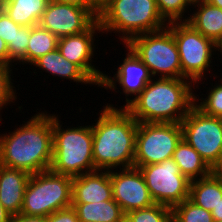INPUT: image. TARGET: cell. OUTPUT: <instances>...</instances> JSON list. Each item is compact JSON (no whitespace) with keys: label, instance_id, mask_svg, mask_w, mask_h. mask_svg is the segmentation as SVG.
I'll return each mask as SVG.
<instances>
[{"label":"cell","instance_id":"1","mask_svg":"<svg viewBox=\"0 0 222 222\" xmlns=\"http://www.w3.org/2000/svg\"><path fill=\"white\" fill-rule=\"evenodd\" d=\"M90 125L96 170L110 171L134 166L138 122L125 107L118 109L113 104H107L99 112L95 125Z\"/></svg>","mask_w":222,"mask_h":222},{"label":"cell","instance_id":"2","mask_svg":"<svg viewBox=\"0 0 222 222\" xmlns=\"http://www.w3.org/2000/svg\"><path fill=\"white\" fill-rule=\"evenodd\" d=\"M45 112H37L13 132L0 134L1 165L30 174L50 169L53 157L52 114Z\"/></svg>","mask_w":222,"mask_h":222},{"label":"cell","instance_id":"3","mask_svg":"<svg viewBox=\"0 0 222 222\" xmlns=\"http://www.w3.org/2000/svg\"><path fill=\"white\" fill-rule=\"evenodd\" d=\"M193 90L188 79L152 78L125 108L137 122L181 123L194 106Z\"/></svg>","mask_w":222,"mask_h":222},{"label":"cell","instance_id":"4","mask_svg":"<svg viewBox=\"0 0 222 222\" xmlns=\"http://www.w3.org/2000/svg\"><path fill=\"white\" fill-rule=\"evenodd\" d=\"M102 33H118L123 45L132 37L167 27L156 0H103L98 15ZM122 35V36H121Z\"/></svg>","mask_w":222,"mask_h":222},{"label":"cell","instance_id":"5","mask_svg":"<svg viewBox=\"0 0 222 222\" xmlns=\"http://www.w3.org/2000/svg\"><path fill=\"white\" fill-rule=\"evenodd\" d=\"M58 115H52L53 157L50 169L77 177L96 171L93 162L92 126L62 128Z\"/></svg>","mask_w":222,"mask_h":222},{"label":"cell","instance_id":"6","mask_svg":"<svg viewBox=\"0 0 222 222\" xmlns=\"http://www.w3.org/2000/svg\"><path fill=\"white\" fill-rule=\"evenodd\" d=\"M72 180L51 169L31 174L25 192L21 214L47 217L72 206Z\"/></svg>","mask_w":222,"mask_h":222},{"label":"cell","instance_id":"7","mask_svg":"<svg viewBox=\"0 0 222 222\" xmlns=\"http://www.w3.org/2000/svg\"><path fill=\"white\" fill-rule=\"evenodd\" d=\"M125 45L148 67L152 78H182L178 48L167 27L134 36Z\"/></svg>","mask_w":222,"mask_h":222},{"label":"cell","instance_id":"8","mask_svg":"<svg viewBox=\"0 0 222 222\" xmlns=\"http://www.w3.org/2000/svg\"><path fill=\"white\" fill-rule=\"evenodd\" d=\"M167 28L172 32L178 48L182 79L190 80L194 87L197 84V89L199 82L205 79V72H212L209 70L212 68V55L216 52L215 42L204 37L186 21L170 22Z\"/></svg>","mask_w":222,"mask_h":222},{"label":"cell","instance_id":"9","mask_svg":"<svg viewBox=\"0 0 222 222\" xmlns=\"http://www.w3.org/2000/svg\"><path fill=\"white\" fill-rule=\"evenodd\" d=\"M181 139L180 123L138 122L133 167L138 168L171 159Z\"/></svg>","mask_w":222,"mask_h":222},{"label":"cell","instance_id":"10","mask_svg":"<svg viewBox=\"0 0 222 222\" xmlns=\"http://www.w3.org/2000/svg\"><path fill=\"white\" fill-rule=\"evenodd\" d=\"M150 195L156 204L173 207L189 198L191 181L171 158L163 162L138 167Z\"/></svg>","mask_w":222,"mask_h":222},{"label":"cell","instance_id":"11","mask_svg":"<svg viewBox=\"0 0 222 222\" xmlns=\"http://www.w3.org/2000/svg\"><path fill=\"white\" fill-rule=\"evenodd\" d=\"M182 138L211 166L222 153V119L193 106L180 123Z\"/></svg>","mask_w":222,"mask_h":222},{"label":"cell","instance_id":"12","mask_svg":"<svg viewBox=\"0 0 222 222\" xmlns=\"http://www.w3.org/2000/svg\"><path fill=\"white\" fill-rule=\"evenodd\" d=\"M100 8H85L49 1L38 25L58 38L86 31L97 19Z\"/></svg>","mask_w":222,"mask_h":222},{"label":"cell","instance_id":"13","mask_svg":"<svg viewBox=\"0 0 222 222\" xmlns=\"http://www.w3.org/2000/svg\"><path fill=\"white\" fill-rule=\"evenodd\" d=\"M110 181L113 199L120 205L125 214L155 204L139 168L110 170Z\"/></svg>","mask_w":222,"mask_h":222},{"label":"cell","instance_id":"14","mask_svg":"<svg viewBox=\"0 0 222 222\" xmlns=\"http://www.w3.org/2000/svg\"><path fill=\"white\" fill-rule=\"evenodd\" d=\"M97 32H102L98 19L86 31L59 38L57 48L65 59L78 65L99 87L104 73L92 64Z\"/></svg>","mask_w":222,"mask_h":222},{"label":"cell","instance_id":"15","mask_svg":"<svg viewBox=\"0 0 222 222\" xmlns=\"http://www.w3.org/2000/svg\"><path fill=\"white\" fill-rule=\"evenodd\" d=\"M127 54L119 67L116 69L113 78L106 73L103 76L101 85L99 87L116 91L117 85L122 87V93L126 97V107L134 98H136L146 85L151 81L152 76L148 70V67L135 55V53L124 44ZM118 83V84H116ZM129 95L134 96L131 99L127 98Z\"/></svg>","mask_w":222,"mask_h":222},{"label":"cell","instance_id":"16","mask_svg":"<svg viewBox=\"0 0 222 222\" xmlns=\"http://www.w3.org/2000/svg\"><path fill=\"white\" fill-rule=\"evenodd\" d=\"M112 199L110 171L96 170L73 177L72 203H94Z\"/></svg>","mask_w":222,"mask_h":222},{"label":"cell","instance_id":"17","mask_svg":"<svg viewBox=\"0 0 222 222\" xmlns=\"http://www.w3.org/2000/svg\"><path fill=\"white\" fill-rule=\"evenodd\" d=\"M31 174L0 164V202L12 215L20 214Z\"/></svg>","mask_w":222,"mask_h":222},{"label":"cell","instance_id":"18","mask_svg":"<svg viewBox=\"0 0 222 222\" xmlns=\"http://www.w3.org/2000/svg\"><path fill=\"white\" fill-rule=\"evenodd\" d=\"M193 7L197 9L188 14L186 22L204 37L218 41L222 37V9L205 0H194Z\"/></svg>","mask_w":222,"mask_h":222},{"label":"cell","instance_id":"19","mask_svg":"<svg viewBox=\"0 0 222 222\" xmlns=\"http://www.w3.org/2000/svg\"><path fill=\"white\" fill-rule=\"evenodd\" d=\"M32 65L61 79L73 80L77 84L97 85L78 65L65 59L58 48L43 55Z\"/></svg>","mask_w":222,"mask_h":222},{"label":"cell","instance_id":"20","mask_svg":"<svg viewBox=\"0 0 222 222\" xmlns=\"http://www.w3.org/2000/svg\"><path fill=\"white\" fill-rule=\"evenodd\" d=\"M79 222H123L126 214L114 200L94 203H72Z\"/></svg>","mask_w":222,"mask_h":222},{"label":"cell","instance_id":"21","mask_svg":"<svg viewBox=\"0 0 222 222\" xmlns=\"http://www.w3.org/2000/svg\"><path fill=\"white\" fill-rule=\"evenodd\" d=\"M172 159L178 165L182 175L190 181L210 175V167L183 138L177 144Z\"/></svg>","mask_w":222,"mask_h":222},{"label":"cell","instance_id":"22","mask_svg":"<svg viewBox=\"0 0 222 222\" xmlns=\"http://www.w3.org/2000/svg\"><path fill=\"white\" fill-rule=\"evenodd\" d=\"M222 198V179L207 177L192 180L189 199L205 210L212 211Z\"/></svg>","mask_w":222,"mask_h":222},{"label":"cell","instance_id":"23","mask_svg":"<svg viewBox=\"0 0 222 222\" xmlns=\"http://www.w3.org/2000/svg\"><path fill=\"white\" fill-rule=\"evenodd\" d=\"M50 0H11L2 9L21 26H36Z\"/></svg>","mask_w":222,"mask_h":222},{"label":"cell","instance_id":"24","mask_svg":"<svg viewBox=\"0 0 222 222\" xmlns=\"http://www.w3.org/2000/svg\"><path fill=\"white\" fill-rule=\"evenodd\" d=\"M59 38L39 25L32 26L27 46L26 64H32L58 47Z\"/></svg>","mask_w":222,"mask_h":222},{"label":"cell","instance_id":"25","mask_svg":"<svg viewBox=\"0 0 222 222\" xmlns=\"http://www.w3.org/2000/svg\"><path fill=\"white\" fill-rule=\"evenodd\" d=\"M172 222H215L211 211L193 203L189 198L172 208Z\"/></svg>","mask_w":222,"mask_h":222},{"label":"cell","instance_id":"26","mask_svg":"<svg viewBox=\"0 0 222 222\" xmlns=\"http://www.w3.org/2000/svg\"><path fill=\"white\" fill-rule=\"evenodd\" d=\"M125 219L128 222H172V209L155 203L151 207L128 212Z\"/></svg>","mask_w":222,"mask_h":222},{"label":"cell","instance_id":"27","mask_svg":"<svg viewBox=\"0 0 222 222\" xmlns=\"http://www.w3.org/2000/svg\"><path fill=\"white\" fill-rule=\"evenodd\" d=\"M220 81L218 85L209 87L206 98L199 99V95L194 94V106L203 114L222 118V79Z\"/></svg>","mask_w":222,"mask_h":222},{"label":"cell","instance_id":"28","mask_svg":"<svg viewBox=\"0 0 222 222\" xmlns=\"http://www.w3.org/2000/svg\"><path fill=\"white\" fill-rule=\"evenodd\" d=\"M30 26H21L14 36L13 41L8 44V66L12 68V63L19 62L22 65L26 64L27 46L30 37Z\"/></svg>","mask_w":222,"mask_h":222},{"label":"cell","instance_id":"29","mask_svg":"<svg viewBox=\"0 0 222 222\" xmlns=\"http://www.w3.org/2000/svg\"><path fill=\"white\" fill-rule=\"evenodd\" d=\"M156 2L160 15L168 23L187 21L184 13L189 10L190 6L192 8L194 4V0H156Z\"/></svg>","mask_w":222,"mask_h":222},{"label":"cell","instance_id":"30","mask_svg":"<svg viewBox=\"0 0 222 222\" xmlns=\"http://www.w3.org/2000/svg\"><path fill=\"white\" fill-rule=\"evenodd\" d=\"M12 71L13 69L9 66L0 64V111L17 99V95L15 96L16 89H14L16 87L13 86L14 83H12L13 79L11 78ZM1 120L2 116L0 117V122Z\"/></svg>","mask_w":222,"mask_h":222},{"label":"cell","instance_id":"31","mask_svg":"<svg viewBox=\"0 0 222 222\" xmlns=\"http://www.w3.org/2000/svg\"><path fill=\"white\" fill-rule=\"evenodd\" d=\"M21 25L15 23L7 13L0 8V37L8 45L13 41L16 31L20 29Z\"/></svg>","mask_w":222,"mask_h":222},{"label":"cell","instance_id":"32","mask_svg":"<svg viewBox=\"0 0 222 222\" xmlns=\"http://www.w3.org/2000/svg\"><path fill=\"white\" fill-rule=\"evenodd\" d=\"M47 222H79L76 210L71 206L57 210L46 217Z\"/></svg>","mask_w":222,"mask_h":222},{"label":"cell","instance_id":"33","mask_svg":"<svg viewBox=\"0 0 222 222\" xmlns=\"http://www.w3.org/2000/svg\"><path fill=\"white\" fill-rule=\"evenodd\" d=\"M58 3L72 4L85 8H100L101 2L99 0H50Z\"/></svg>","mask_w":222,"mask_h":222},{"label":"cell","instance_id":"34","mask_svg":"<svg viewBox=\"0 0 222 222\" xmlns=\"http://www.w3.org/2000/svg\"><path fill=\"white\" fill-rule=\"evenodd\" d=\"M11 222H47L44 216H29L24 214L12 215Z\"/></svg>","mask_w":222,"mask_h":222},{"label":"cell","instance_id":"35","mask_svg":"<svg viewBox=\"0 0 222 222\" xmlns=\"http://www.w3.org/2000/svg\"><path fill=\"white\" fill-rule=\"evenodd\" d=\"M210 174L213 177L222 179V153L218 157L217 161L211 166Z\"/></svg>","mask_w":222,"mask_h":222},{"label":"cell","instance_id":"36","mask_svg":"<svg viewBox=\"0 0 222 222\" xmlns=\"http://www.w3.org/2000/svg\"><path fill=\"white\" fill-rule=\"evenodd\" d=\"M0 64L8 66V45L0 37Z\"/></svg>","mask_w":222,"mask_h":222},{"label":"cell","instance_id":"37","mask_svg":"<svg viewBox=\"0 0 222 222\" xmlns=\"http://www.w3.org/2000/svg\"><path fill=\"white\" fill-rule=\"evenodd\" d=\"M215 222H222V198L219 204L211 211Z\"/></svg>","mask_w":222,"mask_h":222},{"label":"cell","instance_id":"38","mask_svg":"<svg viewBox=\"0 0 222 222\" xmlns=\"http://www.w3.org/2000/svg\"><path fill=\"white\" fill-rule=\"evenodd\" d=\"M12 214L0 202V222H11Z\"/></svg>","mask_w":222,"mask_h":222},{"label":"cell","instance_id":"39","mask_svg":"<svg viewBox=\"0 0 222 222\" xmlns=\"http://www.w3.org/2000/svg\"><path fill=\"white\" fill-rule=\"evenodd\" d=\"M213 6L219 7L222 9V0H205Z\"/></svg>","mask_w":222,"mask_h":222},{"label":"cell","instance_id":"40","mask_svg":"<svg viewBox=\"0 0 222 222\" xmlns=\"http://www.w3.org/2000/svg\"><path fill=\"white\" fill-rule=\"evenodd\" d=\"M215 48L216 51L218 50L220 52V55H222V37L215 42Z\"/></svg>","mask_w":222,"mask_h":222},{"label":"cell","instance_id":"41","mask_svg":"<svg viewBox=\"0 0 222 222\" xmlns=\"http://www.w3.org/2000/svg\"><path fill=\"white\" fill-rule=\"evenodd\" d=\"M11 0H0V8H2L5 4L10 2Z\"/></svg>","mask_w":222,"mask_h":222}]
</instances>
